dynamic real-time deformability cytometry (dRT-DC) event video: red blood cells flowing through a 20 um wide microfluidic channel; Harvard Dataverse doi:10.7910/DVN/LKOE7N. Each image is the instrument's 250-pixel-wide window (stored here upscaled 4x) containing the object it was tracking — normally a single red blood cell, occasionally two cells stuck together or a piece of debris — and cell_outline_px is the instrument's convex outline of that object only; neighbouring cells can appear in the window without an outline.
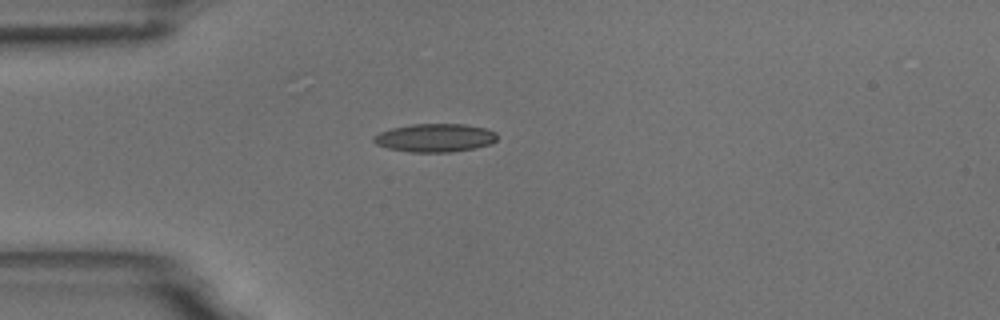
{"species": "common noctule bat (a hibernating species)", "species_latin": "Nyctalus noctula", "temperature_condition": "room temperature", "stored_images_in_passage": 1, "camera_frame_rate_fps": 3000, "um_per_image_px": 0.085, "animal": {"sex": "male", "body_mass_g": 18.8}, "frame": {"image": 1, "passage_image": 1, "time_ms": 0.0, "image_size_px": [1000, 320], "cell_outline_px": [[496, 140], [492, 144], [476, 148], [452, 152], [412, 152], [388, 148], [376, 144], [372, 140], [372, 136], [380, 132], [392, 128], [412, 124], [464, 124], [488, 128], [496, 132]], "centroid_in_image_um": [37.0, 11.71], "position_along_channel_um": 48.0, "area_um2": 20.52}}